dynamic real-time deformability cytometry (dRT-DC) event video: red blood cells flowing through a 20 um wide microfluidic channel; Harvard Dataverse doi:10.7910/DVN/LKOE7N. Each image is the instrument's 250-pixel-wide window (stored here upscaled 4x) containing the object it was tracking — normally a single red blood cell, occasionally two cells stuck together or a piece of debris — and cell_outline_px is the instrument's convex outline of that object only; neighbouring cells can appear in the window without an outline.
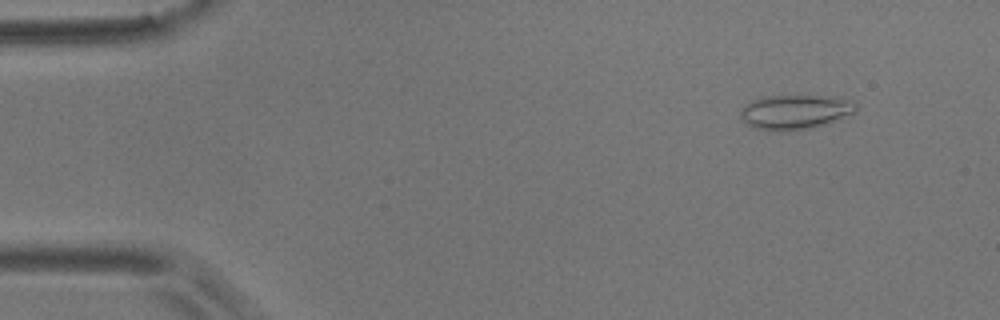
{"species": "common noctule bat (a hibernating species)", "species_latin": "Nyctalus noctula", "temperature_condition": "room temperature", "stored_images_in_passage": 6, "camera_frame_rate_fps": 3000, "um_per_image_px": 0.085, "animal": {"sex": "male", "body_mass_g": 17.9}, "frame": {"image": 1, "passage_image": 2, "time_ms": 0.333, "image_size_px": [1000, 320], "cell_outline_px": [[856, 112], [824, 124], [808, 128], [780, 132], [756, 128], [748, 124], [740, 116], [740, 112], [752, 100], [760, 96], [836, 96], [856, 100]], "centroid_in_image_um": [67.63, 9.5], "position_along_channel_um": 17.4, "area_um2": 23.18}}